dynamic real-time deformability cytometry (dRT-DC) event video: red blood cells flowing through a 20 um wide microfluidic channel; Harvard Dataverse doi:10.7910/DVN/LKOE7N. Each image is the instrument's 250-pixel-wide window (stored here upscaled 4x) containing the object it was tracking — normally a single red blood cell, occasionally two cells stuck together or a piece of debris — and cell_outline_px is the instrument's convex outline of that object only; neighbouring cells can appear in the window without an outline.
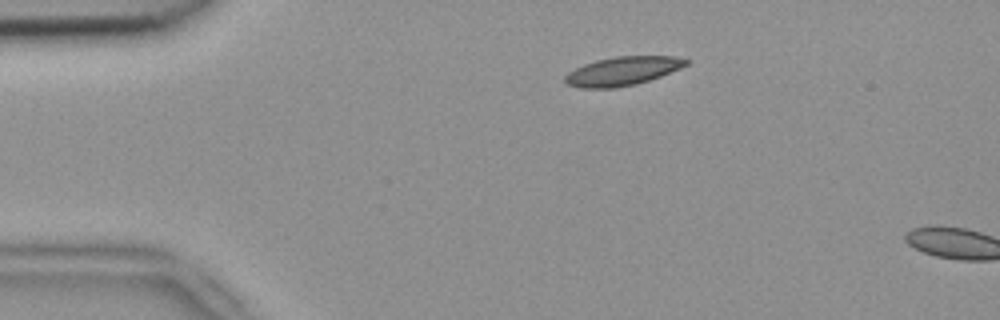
{"species": "common noctule bat (a hibernating species)", "species_latin": "Nyctalus noctula", "temperature_condition": "room temperature", "stored_images_in_passage": 2, "camera_frame_rate_fps": 3000, "um_per_image_px": 0.085, "animal": {"sex": "female", "body_mass_g": 18.4}, "frame": {"image": 1, "passage_image": 1, "time_ms": 0.0, "image_size_px": [1000, 320], "cell_outline_px": [[688, 64], [680, 68], [660, 76], [636, 84], [616, 88], [580, 88], [568, 84], [564, 80], [564, 76], [568, 72], [584, 64], [596, 60], [616, 56], [672, 56], [688, 60]], "centroid_in_image_um": [52.88, 6.04], "position_along_channel_um": 32.1, "area_um2": 20.11}}